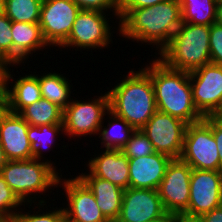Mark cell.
<instances>
[{
    "label": "cell",
    "mask_w": 222,
    "mask_h": 222,
    "mask_svg": "<svg viewBox=\"0 0 222 222\" xmlns=\"http://www.w3.org/2000/svg\"><path fill=\"white\" fill-rule=\"evenodd\" d=\"M173 222H202L199 217H188L185 215H173Z\"/></svg>",
    "instance_id": "74e56055"
},
{
    "label": "cell",
    "mask_w": 222,
    "mask_h": 222,
    "mask_svg": "<svg viewBox=\"0 0 222 222\" xmlns=\"http://www.w3.org/2000/svg\"><path fill=\"white\" fill-rule=\"evenodd\" d=\"M110 15V13L99 11L80 10L72 25L68 39L58 49L73 48L72 50L82 53L84 50H91L92 52L94 49L98 51L99 49H108L113 43L112 38L115 36L113 33L117 32L116 35L120 33V21L116 20L111 25V20L109 19L112 17ZM116 22H118L116 24L118 25L117 28L115 25ZM115 28L117 31L114 30Z\"/></svg>",
    "instance_id": "8992f818"
},
{
    "label": "cell",
    "mask_w": 222,
    "mask_h": 222,
    "mask_svg": "<svg viewBox=\"0 0 222 222\" xmlns=\"http://www.w3.org/2000/svg\"><path fill=\"white\" fill-rule=\"evenodd\" d=\"M81 10L111 13L119 20V0H72Z\"/></svg>",
    "instance_id": "1f68e13d"
},
{
    "label": "cell",
    "mask_w": 222,
    "mask_h": 222,
    "mask_svg": "<svg viewBox=\"0 0 222 222\" xmlns=\"http://www.w3.org/2000/svg\"><path fill=\"white\" fill-rule=\"evenodd\" d=\"M15 66V67H14ZM20 65H7L4 73V90L8 99L9 110L19 114L25 107L42 98L38 77L31 71L16 76L13 71ZM11 67L12 72H11ZM14 74V75H13ZM18 77V78H14Z\"/></svg>",
    "instance_id": "ac0fdd59"
},
{
    "label": "cell",
    "mask_w": 222,
    "mask_h": 222,
    "mask_svg": "<svg viewBox=\"0 0 222 222\" xmlns=\"http://www.w3.org/2000/svg\"><path fill=\"white\" fill-rule=\"evenodd\" d=\"M216 23L222 25V1L219 0L217 4Z\"/></svg>",
    "instance_id": "ab89813d"
},
{
    "label": "cell",
    "mask_w": 222,
    "mask_h": 222,
    "mask_svg": "<svg viewBox=\"0 0 222 222\" xmlns=\"http://www.w3.org/2000/svg\"><path fill=\"white\" fill-rule=\"evenodd\" d=\"M39 72L34 71L32 73L38 77L42 98L47 99L64 110L72 100L71 97L73 96L71 94H75L72 92L76 91L75 89L72 91L74 88L70 84L72 80H69L66 74H61V72L59 73V71L55 70L54 72L52 70L50 72H46L45 70L44 73H41L43 71Z\"/></svg>",
    "instance_id": "7402d4cb"
},
{
    "label": "cell",
    "mask_w": 222,
    "mask_h": 222,
    "mask_svg": "<svg viewBox=\"0 0 222 222\" xmlns=\"http://www.w3.org/2000/svg\"><path fill=\"white\" fill-rule=\"evenodd\" d=\"M148 222H173V215L166 213L163 217Z\"/></svg>",
    "instance_id": "60d3db41"
},
{
    "label": "cell",
    "mask_w": 222,
    "mask_h": 222,
    "mask_svg": "<svg viewBox=\"0 0 222 222\" xmlns=\"http://www.w3.org/2000/svg\"><path fill=\"white\" fill-rule=\"evenodd\" d=\"M100 94L93 99L86 97V100H81L79 96L74 97L75 99L72 97L71 102L63 110L64 135L69 137L68 139L76 140L82 136L84 139L85 137L91 139V135L97 137L103 118L109 111L108 93L105 90L104 94L102 92Z\"/></svg>",
    "instance_id": "52a82bcc"
},
{
    "label": "cell",
    "mask_w": 222,
    "mask_h": 222,
    "mask_svg": "<svg viewBox=\"0 0 222 222\" xmlns=\"http://www.w3.org/2000/svg\"><path fill=\"white\" fill-rule=\"evenodd\" d=\"M180 160L192 169L220 171L218 146L212 133V117L188 124Z\"/></svg>",
    "instance_id": "ba28073f"
},
{
    "label": "cell",
    "mask_w": 222,
    "mask_h": 222,
    "mask_svg": "<svg viewBox=\"0 0 222 222\" xmlns=\"http://www.w3.org/2000/svg\"><path fill=\"white\" fill-rule=\"evenodd\" d=\"M11 33L13 39V65L22 66L27 63L28 58L31 59L33 56L36 58V55L41 54L40 51L49 48L51 50V47L43 37L39 23L12 21Z\"/></svg>",
    "instance_id": "ffe728a7"
},
{
    "label": "cell",
    "mask_w": 222,
    "mask_h": 222,
    "mask_svg": "<svg viewBox=\"0 0 222 222\" xmlns=\"http://www.w3.org/2000/svg\"><path fill=\"white\" fill-rule=\"evenodd\" d=\"M64 222H73V221L69 220L68 218H65Z\"/></svg>",
    "instance_id": "bcb514c9"
},
{
    "label": "cell",
    "mask_w": 222,
    "mask_h": 222,
    "mask_svg": "<svg viewBox=\"0 0 222 222\" xmlns=\"http://www.w3.org/2000/svg\"><path fill=\"white\" fill-rule=\"evenodd\" d=\"M211 117L222 125V102L217 110L211 115Z\"/></svg>",
    "instance_id": "f35d334b"
},
{
    "label": "cell",
    "mask_w": 222,
    "mask_h": 222,
    "mask_svg": "<svg viewBox=\"0 0 222 222\" xmlns=\"http://www.w3.org/2000/svg\"><path fill=\"white\" fill-rule=\"evenodd\" d=\"M11 25L12 21L5 14L0 15V59L6 65H13Z\"/></svg>",
    "instance_id": "4dcf8cb0"
},
{
    "label": "cell",
    "mask_w": 222,
    "mask_h": 222,
    "mask_svg": "<svg viewBox=\"0 0 222 222\" xmlns=\"http://www.w3.org/2000/svg\"><path fill=\"white\" fill-rule=\"evenodd\" d=\"M210 59L212 64L222 65V25H210Z\"/></svg>",
    "instance_id": "d6a6232c"
},
{
    "label": "cell",
    "mask_w": 222,
    "mask_h": 222,
    "mask_svg": "<svg viewBox=\"0 0 222 222\" xmlns=\"http://www.w3.org/2000/svg\"><path fill=\"white\" fill-rule=\"evenodd\" d=\"M219 0H180L182 22L210 26L216 22Z\"/></svg>",
    "instance_id": "484cf974"
},
{
    "label": "cell",
    "mask_w": 222,
    "mask_h": 222,
    "mask_svg": "<svg viewBox=\"0 0 222 222\" xmlns=\"http://www.w3.org/2000/svg\"><path fill=\"white\" fill-rule=\"evenodd\" d=\"M61 174L63 172L60 173L52 164L33 158L8 160L0 170V175L24 204L49 203L45 195L49 197L53 188H58Z\"/></svg>",
    "instance_id": "277c9868"
},
{
    "label": "cell",
    "mask_w": 222,
    "mask_h": 222,
    "mask_svg": "<svg viewBox=\"0 0 222 222\" xmlns=\"http://www.w3.org/2000/svg\"><path fill=\"white\" fill-rule=\"evenodd\" d=\"M134 131L135 129L126 120L116 116L109 110L100 126L97 135L100 140L98 141H100L99 144L102 149H122Z\"/></svg>",
    "instance_id": "cb8c5ba5"
},
{
    "label": "cell",
    "mask_w": 222,
    "mask_h": 222,
    "mask_svg": "<svg viewBox=\"0 0 222 222\" xmlns=\"http://www.w3.org/2000/svg\"><path fill=\"white\" fill-rule=\"evenodd\" d=\"M29 124L17 113L8 112L0 125V144L7 160L33 158L27 131Z\"/></svg>",
    "instance_id": "e0dca14e"
},
{
    "label": "cell",
    "mask_w": 222,
    "mask_h": 222,
    "mask_svg": "<svg viewBox=\"0 0 222 222\" xmlns=\"http://www.w3.org/2000/svg\"><path fill=\"white\" fill-rule=\"evenodd\" d=\"M192 168L180 159H172L158 188L164 210L183 215L189 206Z\"/></svg>",
    "instance_id": "7c38bea8"
},
{
    "label": "cell",
    "mask_w": 222,
    "mask_h": 222,
    "mask_svg": "<svg viewBox=\"0 0 222 222\" xmlns=\"http://www.w3.org/2000/svg\"><path fill=\"white\" fill-rule=\"evenodd\" d=\"M145 65L141 68L151 77L158 111L187 124L204 119L193 102L189 72L172 69L155 55Z\"/></svg>",
    "instance_id": "7a4b0ae2"
},
{
    "label": "cell",
    "mask_w": 222,
    "mask_h": 222,
    "mask_svg": "<svg viewBox=\"0 0 222 222\" xmlns=\"http://www.w3.org/2000/svg\"><path fill=\"white\" fill-rule=\"evenodd\" d=\"M9 105H8V99L5 93V90H3L0 93V125L3 120V118L7 115L9 112Z\"/></svg>",
    "instance_id": "8d00e7d4"
},
{
    "label": "cell",
    "mask_w": 222,
    "mask_h": 222,
    "mask_svg": "<svg viewBox=\"0 0 222 222\" xmlns=\"http://www.w3.org/2000/svg\"><path fill=\"white\" fill-rule=\"evenodd\" d=\"M95 152L86 161V167L93 176L107 180L122 189L129 188V159L121 149H103ZM99 151H102L99 153ZM97 153V154H96Z\"/></svg>",
    "instance_id": "2e32d148"
},
{
    "label": "cell",
    "mask_w": 222,
    "mask_h": 222,
    "mask_svg": "<svg viewBox=\"0 0 222 222\" xmlns=\"http://www.w3.org/2000/svg\"><path fill=\"white\" fill-rule=\"evenodd\" d=\"M187 125L181 119L157 110L140 130L149 138L155 152L179 159Z\"/></svg>",
    "instance_id": "9c48e42d"
},
{
    "label": "cell",
    "mask_w": 222,
    "mask_h": 222,
    "mask_svg": "<svg viewBox=\"0 0 222 222\" xmlns=\"http://www.w3.org/2000/svg\"><path fill=\"white\" fill-rule=\"evenodd\" d=\"M87 171V172H86ZM84 169L76 176L89 188L95 196L97 206L109 222H115L119 216L124 189L107 180L93 176Z\"/></svg>",
    "instance_id": "44dd1931"
},
{
    "label": "cell",
    "mask_w": 222,
    "mask_h": 222,
    "mask_svg": "<svg viewBox=\"0 0 222 222\" xmlns=\"http://www.w3.org/2000/svg\"><path fill=\"white\" fill-rule=\"evenodd\" d=\"M29 142L33 150V159L43 160L52 164L60 173L62 170L56 166V162L45 157L47 152L56 147V142L60 135H64L63 124H45L41 126L29 125L27 131ZM55 144V147H53ZM43 152H46L43 153Z\"/></svg>",
    "instance_id": "603a6c76"
},
{
    "label": "cell",
    "mask_w": 222,
    "mask_h": 222,
    "mask_svg": "<svg viewBox=\"0 0 222 222\" xmlns=\"http://www.w3.org/2000/svg\"><path fill=\"white\" fill-rule=\"evenodd\" d=\"M43 0H5L4 14L15 22L39 23Z\"/></svg>",
    "instance_id": "83f0119b"
},
{
    "label": "cell",
    "mask_w": 222,
    "mask_h": 222,
    "mask_svg": "<svg viewBox=\"0 0 222 222\" xmlns=\"http://www.w3.org/2000/svg\"><path fill=\"white\" fill-rule=\"evenodd\" d=\"M168 0H119V9H139L150 7Z\"/></svg>",
    "instance_id": "836d02e7"
},
{
    "label": "cell",
    "mask_w": 222,
    "mask_h": 222,
    "mask_svg": "<svg viewBox=\"0 0 222 222\" xmlns=\"http://www.w3.org/2000/svg\"><path fill=\"white\" fill-rule=\"evenodd\" d=\"M199 218L202 222H222V205L204 213Z\"/></svg>",
    "instance_id": "d590c367"
},
{
    "label": "cell",
    "mask_w": 222,
    "mask_h": 222,
    "mask_svg": "<svg viewBox=\"0 0 222 222\" xmlns=\"http://www.w3.org/2000/svg\"><path fill=\"white\" fill-rule=\"evenodd\" d=\"M128 158H139L155 153L149 138L140 130H135L126 145L121 149Z\"/></svg>",
    "instance_id": "f546056e"
},
{
    "label": "cell",
    "mask_w": 222,
    "mask_h": 222,
    "mask_svg": "<svg viewBox=\"0 0 222 222\" xmlns=\"http://www.w3.org/2000/svg\"><path fill=\"white\" fill-rule=\"evenodd\" d=\"M5 0H0V15L4 14Z\"/></svg>",
    "instance_id": "ee69618b"
},
{
    "label": "cell",
    "mask_w": 222,
    "mask_h": 222,
    "mask_svg": "<svg viewBox=\"0 0 222 222\" xmlns=\"http://www.w3.org/2000/svg\"><path fill=\"white\" fill-rule=\"evenodd\" d=\"M210 26L182 22L157 56L172 69L192 72L210 59Z\"/></svg>",
    "instance_id": "5b68a950"
},
{
    "label": "cell",
    "mask_w": 222,
    "mask_h": 222,
    "mask_svg": "<svg viewBox=\"0 0 222 222\" xmlns=\"http://www.w3.org/2000/svg\"><path fill=\"white\" fill-rule=\"evenodd\" d=\"M19 115L32 126L63 124V110L44 98L25 107Z\"/></svg>",
    "instance_id": "d4e9b609"
},
{
    "label": "cell",
    "mask_w": 222,
    "mask_h": 222,
    "mask_svg": "<svg viewBox=\"0 0 222 222\" xmlns=\"http://www.w3.org/2000/svg\"><path fill=\"white\" fill-rule=\"evenodd\" d=\"M69 173L71 178H63L61 174L58 182V187L64 191L62 195L66 203L62 201L60 205H63L66 218L73 222H109L89 188L77 176Z\"/></svg>",
    "instance_id": "8fae6325"
},
{
    "label": "cell",
    "mask_w": 222,
    "mask_h": 222,
    "mask_svg": "<svg viewBox=\"0 0 222 222\" xmlns=\"http://www.w3.org/2000/svg\"><path fill=\"white\" fill-rule=\"evenodd\" d=\"M165 214L158 190L129 187L124 189L120 213L115 222H148Z\"/></svg>",
    "instance_id": "9a60e30c"
},
{
    "label": "cell",
    "mask_w": 222,
    "mask_h": 222,
    "mask_svg": "<svg viewBox=\"0 0 222 222\" xmlns=\"http://www.w3.org/2000/svg\"><path fill=\"white\" fill-rule=\"evenodd\" d=\"M24 203L0 175V221L11 222Z\"/></svg>",
    "instance_id": "f1b7e54d"
},
{
    "label": "cell",
    "mask_w": 222,
    "mask_h": 222,
    "mask_svg": "<svg viewBox=\"0 0 222 222\" xmlns=\"http://www.w3.org/2000/svg\"><path fill=\"white\" fill-rule=\"evenodd\" d=\"M195 107L203 117L211 116L222 102V65L206 64L189 72Z\"/></svg>",
    "instance_id": "5bb4252c"
},
{
    "label": "cell",
    "mask_w": 222,
    "mask_h": 222,
    "mask_svg": "<svg viewBox=\"0 0 222 222\" xmlns=\"http://www.w3.org/2000/svg\"><path fill=\"white\" fill-rule=\"evenodd\" d=\"M212 133L218 146L220 171H222V125L212 118Z\"/></svg>",
    "instance_id": "e575fe53"
},
{
    "label": "cell",
    "mask_w": 222,
    "mask_h": 222,
    "mask_svg": "<svg viewBox=\"0 0 222 222\" xmlns=\"http://www.w3.org/2000/svg\"><path fill=\"white\" fill-rule=\"evenodd\" d=\"M7 158L5 156V153L2 149V146L0 144V170L4 167V165L7 163Z\"/></svg>",
    "instance_id": "b9f144b4"
},
{
    "label": "cell",
    "mask_w": 222,
    "mask_h": 222,
    "mask_svg": "<svg viewBox=\"0 0 222 222\" xmlns=\"http://www.w3.org/2000/svg\"><path fill=\"white\" fill-rule=\"evenodd\" d=\"M6 66L7 65L0 59V71H5Z\"/></svg>",
    "instance_id": "f6af8a7d"
},
{
    "label": "cell",
    "mask_w": 222,
    "mask_h": 222,
    "mask_svg": "<svg viewBox=\"0 0 222 222\" xmlns=\"http://www.w3.org/2000/svg\"><path fill=\"white\" fill-rule=\"evenodd\" d=\"M171 160L170 157L157 152L129 159V187L158 190Z\"/></svg>",
    "instance_id": "d6986e66"
},
{
    "label": "cell",
    "mask_w": 222,
    "mask_h": 222,
    "mask_svg": "<svg viewBox=\"0 0 222 222\" xmlns=\"http://www.w3.org/2000/svg\"><path fill=\"white\" fill-rule=\"evenodd\" d=\"M119 21V37L127 42L136 41L141 44L139 46L150 45L159 56L182 23L180 0H168L139 9H119Z\"/></svg>",
    "instance_id": "6da1fadb"
},
{
    "label": "cell",
    "mask_w": 222,
    "mask_h": 222,
    "mask_svg": "<svg viewBox=\"0 0 222 222\" xmlns=\"http://www.w3.org/2000/svg\"><path fill=\"white\" fill-rule=\"evenodd\" d=\"M125 74L115 79L111 89L107 87L109 110L135 130L141 129L157 111L153 83L140 67L137 71L129 69Z\"/></svg>",
    "instance_id": "3957f363"
},
{
    "label": "cell",
    "mask_w": 222,
    "mask_h": 222,
    "mask_svg": "<svg viewBox=\"0 0 222 222\" xmlns=\"http://www.w3.org/2000/svg\"><path fill=\"white\" fill-rule=\"evenodd\" d=\"M222 205V171L192 169L188 217H200Z\"/></svg>",
    "instance_id": "4fadbf2b"
},
{
    "label": "cell",
    "mask_w": 222,
    "mask_h": 222,
    "mask_svg": "<svg viewBox=\"0 0 222 222\" xmlns=\"http://www.w3.org/2000/svg\"><path fill=\"white\" fill-rule=\"evenodd\" d=\"M4 73L5 71H0V93L4 90Z\"/></svg>",
    "instance_id": "7bdbcfd3"
},
{
    "label": "cell",
    "mask_w": 222,
    "mask_h": 222,
    "mask_svg": "<svg viewBox=\"0 0 222 222\" xmlns=\"http://www.w3.org/2000/svg\"><path fill=\"white\" fill-rule=\"evenodd\" d=\"M51 205L53 207H51ZM26 206L30 210H27ZM49 206L52 210L48 208ZM54 206L56 205L51 202L48 206L47 203H34L33 207L32 204H24L23 208L25 209L26 207V211L21 207V209L16 212L11 222H64L66 216L63 207L54 208ZM32 208L33 210H31ZM45 208L46 210H44ZM36 209L38 210L36 211Z\"/></svg>",
    "instance_id": "4316f807"
},
{
    "label": "cell",
    "mask_w": 222,
    "mask_h": 222,
    "mask_svg": "<svg viewBox=\"0 0 222 222\" xmlns=\"http://www.w3.org/2000/svg\"><path fill=\"white\" fill-rule=\"evenodd\" d=\"M80 8L72 0H43L39 25L47 44L56 51L71 33ZM57 47V48H56Z\"/></svg>",
    "instance_id": "30bf717a"
}]
</instances>
